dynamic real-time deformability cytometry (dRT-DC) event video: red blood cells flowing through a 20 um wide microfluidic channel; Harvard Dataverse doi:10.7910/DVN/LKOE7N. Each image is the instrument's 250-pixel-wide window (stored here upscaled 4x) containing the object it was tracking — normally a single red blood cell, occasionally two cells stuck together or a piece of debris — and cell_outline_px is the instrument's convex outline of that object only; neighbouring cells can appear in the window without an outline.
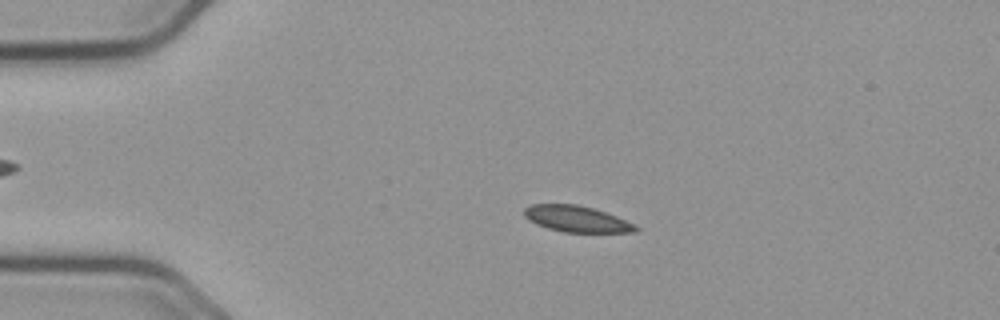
{"species": "common noctule bat (a hibernating species)", "species_latin": "Nyctalus noctula", "temperature_condition": "cold", "stored_images_in_passage": 49, "camera_frame_rate_fps": 3000, "um_per_image_px": 0.085, "animal": {"sex": "male", "body_mass_g": 23.1, "forearm_length_mm": 52.7}, "frame": {"image": 1, "passage_image": 5, "time_ms": 1.333, "image_size_px": [1000, 320], "cell_outline_px": [[640, 228], [636, 232], [564, 232], [548, 228], [536, 224], [528, 220], [524, 216], [524, 208], [532, 204], [580, 204], [616, 216]], "centroid_in_image_um": [48.97, 18.6], "position_along_channel_um": 36.0, "area_um2": 16.88}}
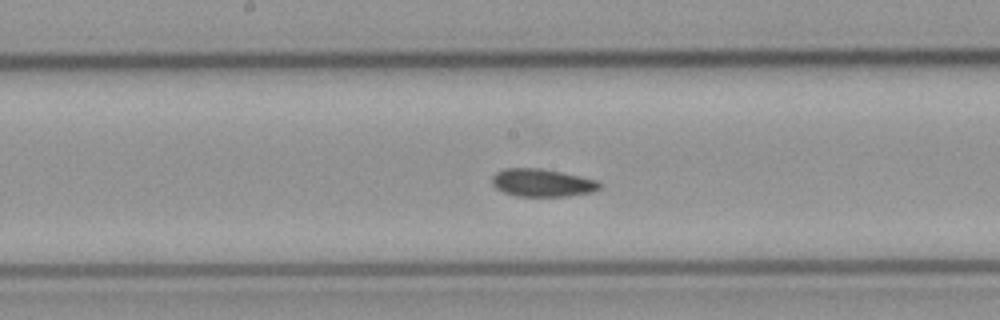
{"frame": {"image": 2, "passage_image": 22, "time_ms": 7.0, "image_size_px": [1000, 320], "cell_outline_px": [[600, 188], [592, 192], [568, 196], [516, 196], [504, 192], [496, 188], [492, 184], [492, 176], [496, 172], [504, 168], [540, 168], [600, 180]], "centroid_in_image_um": [46.08, 15.53], "position_along_channel_um": 202.1, "area_um2": 17.46}}
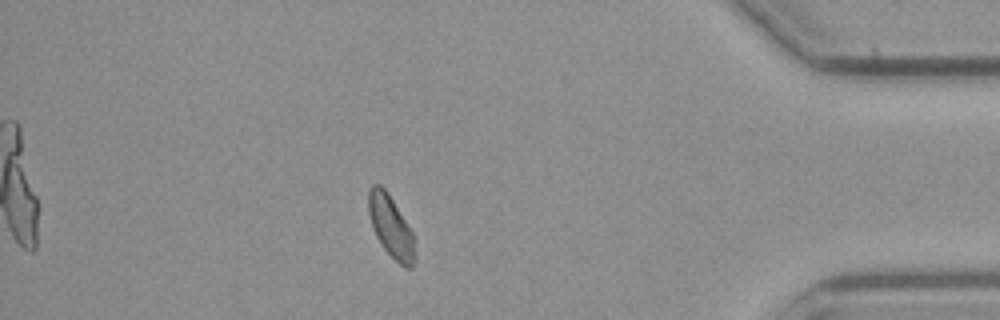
{"frame": {"image": 3, "passage_image": 42, "time_ms": 13.667, "image_size_px": [1000, 320], "cell_outline_px": [[416, 256], [412, 268], [404, 268], [384, 248], [376, 236], [372, 228], [368, 212], [368, 188], [372, 184], [380, 184], [388, 192], [412, 232]], "centroid_in_image_um": [33.21, 19.24], "position_along_channel_um": 402.0, "area_um2": 16.7}}